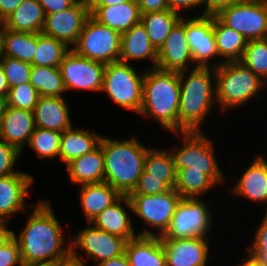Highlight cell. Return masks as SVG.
<instances>
[{"instance_id":"cell-36","label":"cell","mask_w":267,"mask_h":266,"mask_svg":"<svg viewBox=\"0 0 267 266\" xmlns=\"http://www.w3.org/2000/svg\"><path fill=\"white\" fill-rule=\"evenodd\" d=\"M37 33L16 32L5 28V56L32 63L36 51Z\"/></svg>"},{"instance_id":"cell-55","label":"cell","mask_w":267,"mask_h":266,"mask_svg":"<svg viewBox=\"0 0 267 266\" xmlns=\"http://www.w3.org/2000/svg\"><path fill=\"white\" fill-rule=\"evenodd\" d=\"M8 92H9V86L7 83V78L4 74L3 68L0 64V95L3 96H8Z\"/></svg>"},{"instance_id":"cell-44","label":"cell","mask_w":267,"mask_h":266,"mask_svg":"<svg viewBox=\"0 0 267 266\" xmlns=\"http://www.w3.org/2000/svg\"><path fill=\"white\" fill-rule=\"evenodd\" d=\"M0 266H23L19 244L13 236L0 247Z\"/></svg>"},{"instance_id":"cell-11","label":"cell","mask_w":267,"mask_h":266,"mask_svg":"<svg viewBox=\"0 0 267 266\" xmlns=\"http://www.w3.org/2000/svg\"><path fill=\"white\" fill-rule=\"evenodd\" d=\"M215 16L247 41L267 38V0H238Z\"/></svg>"},{"instance_id":"cell-49","label":"cell","mask_w":267,"mask_h":266,"mask_svg":"<svg viewBox=\"0 0 267 266\" xmlns=\"http://www.w3.org/2000/svg\"><path fill=\"white\" fill-rule=\"evenodd\" d=\"M24 0H0V23L7 19Z\"/></svg>"},{"instance_id":"cell-13","label":"cell","mask_w":267,"mask_h":266,"mask_svg":"<svg viewBox=\"0 0 267 266\" xmlns=\"http://www.w3.org/2000/svg\"><path fill=\"white\" fill-rule=\"evenodd\" d=\"M106 65L77 55L72 49L59 65L66 92H101Z\"/></svg>"},{"instance_id":"cell-40","label":"cell","mask_w":267,"mask_h":266,"mask_svg":"<svg viewBox=\"0 0 267 266\" xmlns=\"http://www.w3.org/2000/svg\"><path fill=\"white\" fill-rule=\"evenodd\" d=\"M9 88L24 83H30V71L32 65L16 58L4 56L1 62Z\"/></svg>"},{"instance_id":"cell-41","label":"cell","mask_w":267,"mask_h":266,"mask_svg":"<svg viewBox=\"0 0 267 266\" xmlns=\"http://www.w3.org/2000/svg\"><path fill=\"white\" fill-rule=\"evenodd\" d=\"M259 222L253 233L252 243L247 251L267 266V211H264Z\"/></svg>"},{"instance_id":"cell-54","label":"cell","mask_w":267,"mask_h":266,"mask_svg":"<svg viewBox=\"0 0 267 266\" xmlns=\"http://www.w3.org/2000/svg\"><path fill=\"white\" fill-rule=\"evenodd\" d=\"M243 259L241 260L242 262H239L237 266H266L263 262H261L256 256L252 255L249 251H247L245 258Z\"/></svg>"},{"instance_id":"cell-30","label":"cell","mask_w":267,"mask_h":266,"mask_svg":"<svg viewBox=\"0 0 267 266\" xmlns=\"http://www.w3.org/2000/svg\"><path fill=\"white\" fill-rule=\"evenodd\" d=\"M213 32L219 59L223 63L241 61L247 40L242 34L224 25L213 15Z\"/></svg>"},{"instance_id":"cell-4","label":"cell","mask_w":267,"mask_h":266,"mask_svg":"<svg viewBox=\"0 0 267 266\" xmlns=\"http://www.w3.org/2000/svg\"><path fill=\"white\" fill-rule=\"evenodd\" d=\"M179 81V132L203 131V122L217 106L215 68L197 66L179 72Z\"/></svg>"},{"instance_id":"cell-28","label":"cell","mask_w":267,"mask_h":266,"mask_svg":"<svg viewBox=\"0 0 267 266\" xmlns=\"http://www.w3.org/2000/svg\"><path fill=\"white\" fill-rule=\"evenodd\" d=\"M141 12L136 0H130L116 6H100L91 16L100 24L120 34L141 22Z\"/></svg>"},{"instance_id":"cell-29","label":"cell","mask_w":267,"mask_h":266,"mask_svg":"<svg viewBox=\"0 0 267 266\" xmlns=\"http://www.w3.org/2000/svg\"><path fill=\"white\" fill-rule=\"evenodd\" d=\"M44 21L45 13L38 0H24L2 23L12 31L41 33Z\"/></svg>"},{"instance_id":"cell-42","label":"cell","mask_w":267,"mask_h":266,"mask_svg":"<svg viewBox=\"0 0 267 266\" xmlns=\"http://www.w3.org/2000/svg\"><path fill=\"white\" fill-rule=\"evenodd\" d=\"M22 153L14 146L0 139V177L16 174L19 169H15L19 157Z\"/></svg>"},{"instance_id":"cell-22","label":"cell","mask_w":267,"mask_h":266,"mask_svg":"<svg viewBox=\"0 0 267 266\" xmlns=\"http://www.w3.org/2000/svg\"><path fill=\"white\" fill-rule=\"evenodd\" d=\"M157 58L158 50L151 44L142 22L121 34L120 62L132 65L134 61L149 60L152 65L147 68H154L157 65Z\"/></svg>"},{"instance_id":"cell-24","label":"cell","mask_w":267,"mask_h":266,"mask_svg":"<svg viewBox=\"0 0 267 266\" xmlns=\"http://www.w3.org/2000/svg\"><path fill=\"white\" fill-rule=\"evenodd\" d=\"M65 167L72 185L104 182L105 162L102 147L99 145L92 152L72 160Z\"/></svg>"},{"instance_id":"cell-47","label":"cell","mask_w":267,"mask_h":266,"mask_svg":"<svg viewBox=\"0 0 267 266\" xmlns=\"http://www.w3.org/2000/svg\"><path fill=\"white\" fill-rule=\"evenodd\" d=\"M238 0H201L202 11L200 16L202 15H215L220 9L224 7H228L230 4L236 2Z\"/></svg>"},{"instance_id":"cell-6","label":"cell","mask_w":267,"mask_h":266,"mask_svg":"<svg viewBox=\"0 0 267 266\" xmlns=\"http://www.w3.org/2000/svg\"><path fill=\"white\" fill-rule=\"evenodd\" d=\"M174 136L179 137L182 146L167 148L173 158L177 171H201L208 175L218 186L226 182L219 161H217L213 139L204 131H185ZM177 146L179 148H177ZM172 148V149H171Z\"/></svg>"},{"instance_id":"cell-51","label":"cell","mask_w":267,"mask_h":266,"mask_svg":"<svg viewBox=\"0 0 267 266\" xmlns=\"http://www.w3.org/2000/svg\"><path fill=\"white\" fill-rule=\"evenodd\" d=\"M88 261L86 259L77 257L75 254L70 252L64 256L61 260L56 263V266H88Z\"/></svg>"},{"instance_id":"cell-9","label":"cell","mask_w":267,"mask_h":266,"mask_svg":"<svg viewBox=\"0 0 267 266\" xmlns=\"http://www.w3.org/2000/svg\"><path fill=\"white\" fill-rule=\"evenodd\" d=\"M129 198L133 208L131 215L144 222L138 235L161 236L168 228L182 196L172 188L158 195L130 194Z\"/></svg>"},{"instance_id":"cell-26","label":"cell","mask_w":267,"mask_h":266,"mask_svg":"<svg viewBox=\"0 0 267 266\" xmlns=\"http://www.w3.org/2000/svg\"><path fill=\"white\" fill-rule=\"evenodd\" d=\"M78 194L87 223H90L105 208L110 207L122 196L105 181L80 185Z\"/></svg>"},{"instance_id":"cell-43","label":"cell","mask_w":267,"mask_h":266,"mask_svg":"<svg viewBox=\"0 0 267 266\" xmlns=\"http://www.w3.org/2000/svg\"><path fill=\"white\" fill-rule=\"evenodd\" d=\"M172 187L165 181L156 177H148L144 170L131 194L158 195L171 190Z\"/></svg>"},{"instance_id":"cell-56","label":"cell","mask_w":267,"mask_h":266,"mask_svg":"<svg viewBox=\"0 0 267 266\" xmlns=\"http://www.w3.org/2000/svg\"><path fill=\"white\" fill-rule=\"evenodd\" d=\"M4 32H5V26L3 25V23H0V64L3 61L4 56H5Z\"/></svg>"},{"instance_id":"cell-53","label":"cell","mask_w":267,"mask_h":266,"mask_svg":"<svg viewBox=\"0 0 267 266\" xmlns=\"http://www.w3.org/2000/svg\"><path fill=\"white\" fill-rule=\"evenodd\" d=\"M8 223L0 221V247L12 237L13 230L12 228L8 229Z\"/></svg>"},{"instance_id":"cell-15","label":"cell","mask_w":267,"mask_h":266,"mask_svg":"<svg viewBox=\"0 0 267 266\" xmlns=\"http://www.w3.org/2000/svg\"><path fill=\"white\" fill-rule=\"evenodd\" d=\"M90 16L85 0H77L63 11L45 15L41 33L60 40L72 48Z\"/></svg>"},{"instance_id":"cell-2","label":"cell","mask_w":267,"mask_h":266,"mask_svg":"<svg viewBox=\"0 0 267 266\" xmlns=\"http://www.w3.org/2000/svg\"><path fill=\"white\" fill-rule=\"evenodd\" d=\"M105 162L104 181L122 196H129L144 171L147 152L152 148L144 145L137 135L123 139L102 136L100 144Z\"/></svg>"},{"instance_id":"cell-32","label":"cell","mask_w":267,"mask_h":266,"mask_svg":"<svg viewBox=\"0 0 267 266\" xmlns=\"http://www.w3.org/2000/svg\"><path fill=\"white\" fill-rule=\"evenodd\" d=\"M30 83L39 96L64 97L66 93L59 67L32 65Z\"/></svg>"},{"instance_id":"cell-14","label":"cell","mask_w":267,"mask_h":266,"mask_svg":"<svg viewBox=\"0 0 267 266\" xmlns=\"http://www.w3.org/2000/svg\"><path fill=\"white\" fill-rule=\"evenodd\" d=\"M186 37L196 66L216 68L223 63L218 57L216 48L213 15L200 16L197 14L191 18L187 14ZM212 60H214L213 63Z\"/></svg>"},{"instance_id":"cell-45","label":"cell","mask_w":267,"mask_h":266,"mask_svg":"<svg viewBox=\"0 0 267 266\" xmlns=\"http://www.w3.org/2000/svg\"><path fill=\"white\" fill-rule=\"evenodd\" d=\"M168 5L171 11L177 12L181 16L185 15L183 11L194 13L196 8H202L201 0H168Z\"/></svg>"},{"instance_id":"cell-37","label":"cell","mask_w":267,"mask_h":266,"mask_svg":"<svg viewBox=\"0 0 267 266\" xmlns=\"http://www.w3.org/2000/svg\"><path fill=\"white\" fill-rule=\"evenodd\" d=\"M62 132L36 127L31 134L29 146L38 159H59Z\"/></svg>"},{"instance_id":"cell-58","label":"cell","mask_w":267,"mask_h":266,"mask_svg":"<svg viewBox=\"0 0 267 266\" xmlns=\"http://www.w3.org/2000/svg\"><path fill=\"white\" fill-rule=\"evenodd\" d=\"M23 266H56V264H38V265H23Z\"/></svg>"},{"instance_id":"cell-27","label":"cell","mask_w":267,"mask_h":266,"mask_svg":"<svg viewBox=\"0 0 267 266\" xmlns=\"http://www.w3.org/2000/svg\"><path fill=\"white\" fill-rule=\"evenodd\" d=\"M125 254L131 266H166L160 236H140L127 241Z\"/></svg>"},{"instance_id":"cell-12","label":"cell","mask_w":267,"mask_h":266,"mask_svg":"<svg viewBox=\"0 0 267 266\" xmlns=\"http://www.w3.org/2000/svg\"><path fill=\"white\" fill-rule=\"evenodd\" d=\"M87 225L75 235H69L73 254L95 264L125 254L126 239L96 228L91 223ZM79 250L85 252L86 256L79 254Z\"/></svg>"},{"instance_id":"cell-1","label":"cell","mask_w":267,"mask_h":266,"mask_svg":"<svg viewBox=\"0 0 267 266\" xmlns=\"http://www.w3.org/2000/svg\"><path fill=\"white\" fill-rule=\"evenodd\" d=\"M51 200L30 202L26 224L12 236L19 244L23 265L56 264L71 252V238L66 240L64 227L55 216ZM32 206V208H31Z\"/></svg>"},{"instance_id":"cell-35","label":"cell","mask_w":267,"mask_h":266,"mask_svg":"<svg viewBox=\"0 0 267 266\" xmlns=\"http://www.w3.org/2000/svg\"><path fill=\"white\" fill-rule=\"evenodd\" d=\"M71 50L64 42L37 33L36 51L31 65L59 67L64 56Z\"/></svg>"},{"instance_id":"cell-50","label":"cell","mask_w":267,"mask_h":266,"mask_svg":"<svg viewBox=\"0 0 267 266\" xmlns=\"http://www.w3.org/2000/svg\"><path fill=\"white\" fill-rule=\"evenodd\" d=\"M130 0H85V3L92 15L100 6H116Z\"/></svg>"},{"instance_id":"cell-38","label":"cell","mask_w":267,"mask_h":266,"mask_svg":"<svg viewBox=\"0 0 267 266\" xmlns=\"http://www.w3.org/2000/svg\"><path fill=\"white\" fill-rule=\"evenodd\" d=\"M240 62L267 84V38L247 41Z\"/></svg>"},{"instance_id":"cell-31","label":"cell","mask_w":267,"mask_h":266,"mask_svg":"<svg viewBox=\"0 0 267 266\" xmlns=\"http://www.w3.org/2000/svg\"><path fill=\"white\" fill-rule=\"evenodd\" d=\"M181 18L179 13L167 9L142 14L141 22L146 28L151 44L158 50Z\"/></svg>"},{"instance_id":"cell-19","label":"cell","mask_w":267,"mask_h":266,"mask_svg":"<svg viewBox=\"0 0 267 266\" xmlns=\"http://www.w3.org/2000/svg\"><path fill=\"white\" fill-rule=\"evenodd\" d=\"M210 238L161 240L166 255V266H207Z\"/></svg>"},{"instance_id":"cell-52","label":"cell","mask_w":267,"mask_h":266,"mask_svg":"<svg viewBox=\"0 0 267 266\" xmlns=\"http://www.w3.org/2000/svg\"><path fill=\"white\" fill-rule=\"evenodd\" d=\"M96 266H131L126 254L117 256L110 260L103 261Z\"/></svg>"},{"instance_id":"cell-25","label":"cell","mask_w":267,"mask_h":266,"mask_svg":"<svg viewBox=\"0 0 267 266\" xmlns=\"http://www.w3.org/2000/svg\"><path fill=\"white\" fill-rule=\"evenodd\" d=\"M102 134L91 132L87 128L71 126L62 132L59 160L66 166L72 160L92 152L101 141Z\"/></svg>"},{"instance_id":"cell-7","label":"cell","mask_w":267,"mask_h":266,"mask_svg":"<svg viewBox=\"0 0 267 266\" xmlns=\"http://www.w3.org/2000/svg\"><path fill=\"white\" fill-rule=\"evenodd\" d=\"M146 67L137 72L134 65L114 62L106 64L101 93L124 110L139 114L143 102V79Z\"/></svg>"},{"instance_id":"cell-8","label":"cell","mask_w":267,"mask_h":266,"mask_svg":"<svg viewBox=\"0 0 267 266\" xmlns=\"http://www.w3.org/2000/svg\"><path fill=\"white\" fill-rule=\"evenodd\" d=\"M203 198H182L161 240L210 238L214 217Z\"/></svg>"},{"instance_id":"cell-21","label":"cell","mask_w":267,"mask_h":266,"mask_svg":"<svg viewBox=\"0 0 267 266\" xmlns=\"http://www.w3.org/2000/svg\"><path fill=\"white\" fill-rule=\"evenodd\" d=\"M35 128L33 111L7 106L1 121L0 139L22 153Z\"/></svg>"},{"instance_id":"cell-48","label":"cell","mask_w":267,"mask_h":266,"mask_svg":"<svg viewBox=\"0 0 267 266\" xmlns=\"http://www.w3.org/2000/svg\"><path fill=\"white\" fill-rule=\"evenodd\" d=\"M141 14L169 9L168 0H136Z\"/></svg>"},{"instance_id":"cell-3","label":"cell","mask_w":267,"mask_h":266,"mask_svg":"<svg viewBox=\"0 0 267 266\" xmlns=\"http://www.w3.org/2000/svg\"><path fill=\"white\" fill-rule=\"evenodd\" d=\"M179 102V72L146 68L139 115L152 119L166 132L179 133Z\"/></svg>"},{"instance_id":"cell-16","label":"cell","mask_w":267,"mask_h":266,"mask_svg":"<svg viewBox=\"0 0 267 266\" xmlns=\"http://www.w3.org/2000/svg\"><path fill=\"white\" fill-rule=\"evenodd\" d=\"M157 68L182 72L197 67L186 37V15L176 23L158 49Z\"/></svg>"},{"instance_id":"cell-17","label":"cell","mask_w":267,"mask_h":266,"mask_svg":"<svg viewBox=\"0 0 267 266\" xmlns=\"http://www.w3.org/2000/svg\"><path fill=\"white\" fill-rule=\"evenodd\" d=\"M36 180L28 172L0 177V221L10 222L18 213H27V198Z\"/></svg>"},{"instance_id":"cell-18","label":"cell","mask_w":267,"mask_h":266,"mask_svg":"<svg viewBox=\"0 0 267 266\" xmlns=\"http://www.w3.org/2000/svg\"><path fill=\"white\" fill-rule=\"evenodd\" d=\"M237 179V180H236ZM235 184L228 190L233 198H245L256 205L264 204L267 211V158L264 154H256L249 166L236 177Z\"/></svg>"},{"instance_id":"cell-57","label":"cell","mask_w":267,"mask_h":266,"mask_svg":"<svg viewBox=\"0 0 267 266\" xmlns=\"http://www.w3.org/2000/svg\"><path fill=\"white\" fill-rule=\"evenodd\" d=\"M7 106H8L7 97L0 95V126L4 113L7 109Z\"/></svg>"},{"instance_id":"cell-23","label":"cell","mask_w":267,"mask_h":266,"mask_svg":"<svg viewBox=\"0 0 267 266\" xmlns=\"http://www.w3.org/2000/svg\"><path fill=\"white\" fill-rule=\"evenodd\" d=\"M68 102L64 97L39 96L33 110L35 126L63 132L72 126Z\"/></svg>"},{"instance_id":"cell-33","label":"cell","mask_w":267,"mask_h":266,"mask_svg":"<svg viewBox=\"0 0 267 266\" xmlns=\"http://www.w3.org/2000/svg\"><path fill=\"white\" fill-rule=\"evenodd\" d=\"M144 170L148 177H156L175 187L177 170L167 148L152 147L146 154Z\"/></svg>"},{"instance_id":"cell-39","label":"cell","mask_w":267,"mask_h":266,"mask_svg":"<svg viewBox=\"0 0 267 266\" xmlns=\"http://www.w3.org/2000/svg\"><path fill=\"white\" fill-rule=\"evenodd\" d=\"M38 98L39 94L31 83H24L9 88L7 102L10 107L33 111Z\"/></svg>"},{"instance_id":"cell-10","label":"cell","mask_w":267,"mask_h":266,"mask_svg":"<svg viewBox=\"0 0 267 266\" xmlns=\"http://www.w3.org/2000/svg\"><path fill=\"white\" fill-rule=\"evenodd\" d=\"M120 46L121 34L90 16L71 49L79 56L106 65L119 61Z\"/></svg>"},{"instance_id":"cell-34","label":"cell","mask_w":267,"mask_h":266,"mask_svg":"<svg viewBox=\"0 0 267 266\" xmlns=\"http://www.w3.org/2000/svg\"><path fill=\"white\" fill-rule=\"evenodd\" d=\"M218 185L201 171H177L174 189L182 198H201Z\"/></svg>"},{"instance_id":"cell-20","label":"cell","mask_w":267,"mask_h":266,"mask_svg":"<svg viewBox=\"0 0 267 266\" xmlns=\"http://www.w3.org/2000/svg\"><path fill=\"white\" fill-rule=\"evenodd\" d=\"M127 209L129 211L131 210L130 213H133L130 198L129 196H121L114 204L105 208L90 223L96 228L129 241L136 238L138 233L135 232V223L132 222V216L129 215Z\"/></svg>"},{"instance_id":"cell-5","label":"cell","mask_w":267,"mask_h":266,"mask_svg":"<svg viewBox=\"0 0 267 266\" xmlns=\"http://www.w3.org/2000/svg\"><path fill=\"white\" fill-rule=\"evenodd\" d=\"M216 102L221 112L243 107L256 99L267 84L240 61L222 63L215 68Z\"/></svg>"},{"instance_id":"cell-46","label":"cell","mask_w":267,"mask_h":266,"mask_svg":"<svg viewBox=\"0 0 267 266\" xmlns=\"http://www.w3.org/2000/svg\"><path fill=\"white\" fill-rule=\"evenodd\" d=\"M77 0H38L45 15L57 13L71 7Z\"/></svg>"}]
</instances>
